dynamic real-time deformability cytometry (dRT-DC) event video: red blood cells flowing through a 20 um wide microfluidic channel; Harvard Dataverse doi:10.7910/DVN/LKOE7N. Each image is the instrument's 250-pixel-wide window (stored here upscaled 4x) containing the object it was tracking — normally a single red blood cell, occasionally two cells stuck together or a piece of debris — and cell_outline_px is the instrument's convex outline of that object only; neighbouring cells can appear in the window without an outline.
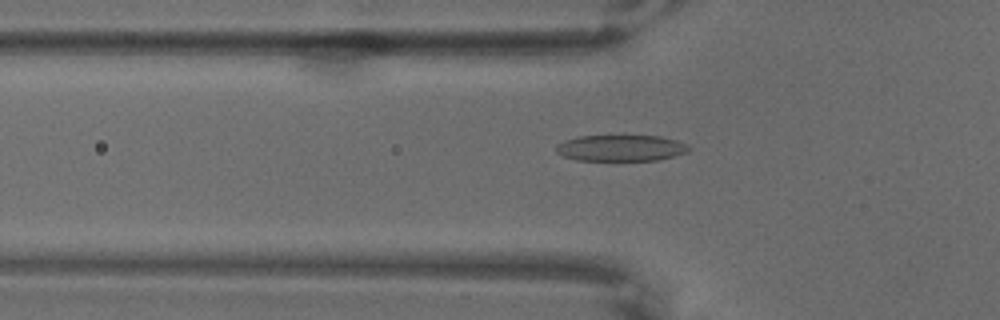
{"species": "common noctule bat (a hibernating species)", "species_latin": "Nyctalus noctula", "temperature_condition": "warm", "stored_images_in_passage": 20, "camera_frame_rate_fps": 3000, "um_per_image_px": 0.085, "animal": {"sex": "male", "body_mass_g": 18.8}, "frame": {"image": 1, "passage_image": 9, "time_ms": 2.667, "image_size_px": [1000, 320], "cell_outline_px": [[692, 148], [688, 152], [656, 160], [576, 160], [564, 156], [556, 152], [556, 144], [564, 140], [580, 136], [660, 136], [676, 140], [688, 144]], "centroid_in_image_um": [52.78, 12.58], "position_along_channel_um": 73.0, "area_um2": 20.23}}
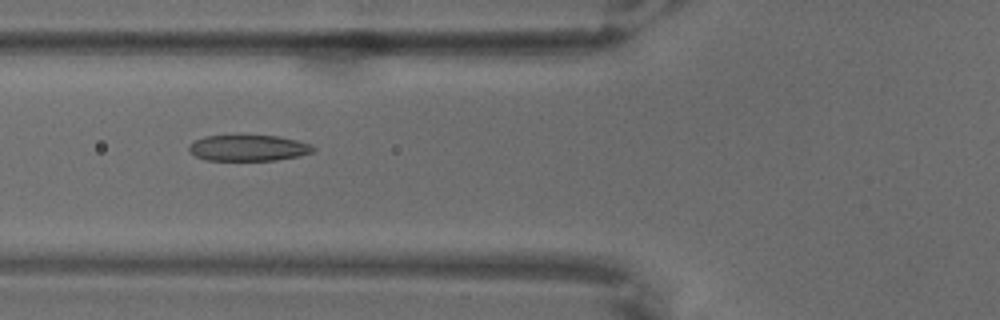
{"frame": {"image": 2, "passage_image": 12, "time_ms": 3.667, "image_size_px": [1000, 320], "cell_outline_px": [[316, 148], [312, 152], [300, 156], [276, 160], [208, 160], [196, 156], [188, 152], [188, 144], [204, 136], [280, 136], [296, 140], [308, 144]], "centroid_in_image_um": [21.09, 12.58], "position_along_channel_um": 104.7, "area_um2": 18.73}}
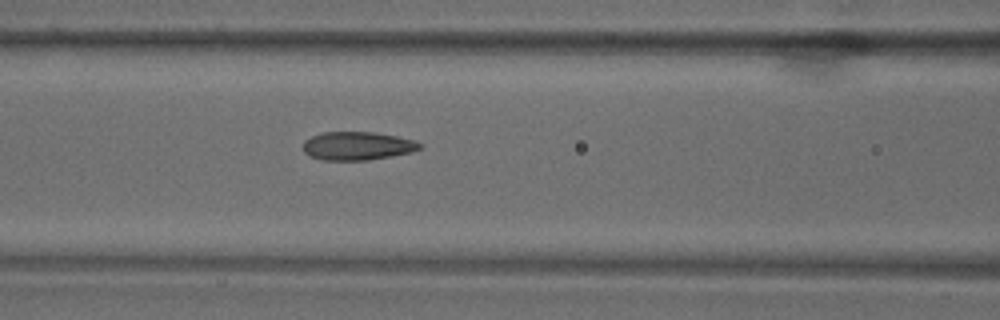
{"frame": {"image": 3, "passage_image": 15, "time_ms": 4.667, "image_size_px": [1000, 320], "cell_outline_px": [[424, 148], [412, 152], [368, 160], [324, 160], [308, 156], [304, 152], [304, 140], [312, 136], [324, 132], [376, 132], [396, 136], [412, 140], [424, 144]], "centroid_in_image_um": [30.4, 12.4], "position_along_channel_um": 136.2, "area_um2": 19.36}}